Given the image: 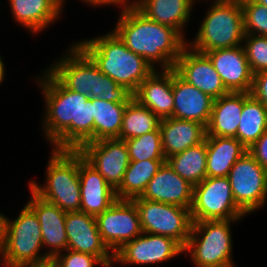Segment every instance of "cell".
I'll list each match as a JSON object with an SVG mask.
<instances>
[{"label":"cell","instance_id":"6da1fadb","mask_svg":"<svg viewBox=\"0 0 267 267\" xmlns=\"http://www.w3.org/2000/svg\"><path fill=\"white\" fill-rule=\"evenodd\" d=\"M37 81L45 98L42 129L52 149L78 150L94 142L92 98L67 89L48 69Z\"/></svg>","mask_w":267,"mask_h":267},{"label":"cell","instance_id":"7a4b0ae2","mask_svg":"<svg viewBox=\"0 0 267 267\" xmlns=\"http://www.w3.org/2000/svg\"><path fill=\"white\" fill-rule=\"evenodd\" d=\"M118 18L112 31L128 49L142 56L153 68L159 63L161 69H174L187 39L174 28L148 19L132 4L123 7Z\"/></svg>","mask_w":267,"mask_h":267},{"label":"cell","instance_id":"3957f363","mask_svg":"<svg viewBox=\"0 0 267 267\" xmlns=\"http://www.w3.org/2000/svg\"><path fill=\"white\" fill-rule=\"evenodd\" d=\"M98 66L99 70L133 93L155 70L142 56L128 49L112 31L76 43Z\"/></svg>","mask_w":267,"mask_h":267},{"label":"cell","instance_id":"277c9868","mask_svg":"<svg viewBox=\"0 0 267 267\" xmlns=\"http://www.w3.org/2000/svg\"><path fill=\"white\" fill-rule=\"evenodd\" d=\"M46 169V185L29 181V189L64 212H79L81 195L79 151L52 149Z\"/></svg>","mask_w":267,"mask_h":267},{"label":"cell","instance_id":"5b68a950","mask_svg":"<svg viewBox=\"0 0 267 267\" xmlns=\"http://www.w3.org/2000/svg\"><path fill=\"white\" fill-rule=\"evenodd\" d=\"M202 20L197 35L187 45L200 53L241 46L244 40L240 0H214Z\"/></svg>","mask_w":267,"mask_h":267},{"label":"cell","instance_id":"8992f818","mask_svg":"<svg viewBox=\"0 0 267 267\" xmlns=\"http://www.w3.org/2000/svg\"><path fill=\"white\" fill-rule=\"evenodd\" d=\"M240 219L193 221L183 252L196 267H234L231 223Z\"/></svg>","mask_w":267,"mask_h":267},{"label":"cell","instance_id":"52a82bcc","mask_svg":"<svg viewBox=\"0 0 267 267\" xmlns=\"http://www.w3.org/2000/svg\"><path fill=\"white\" fill-rule=\"evenodd\" d=\"M43 247L41 226L35 213L25 205L14 220L5 219L4 242L0 251L5 267H18L50 258L40 254Z\"/></svg>","mask_w":267,"mask_h":267},{"label":"cell","instance_id":"ba28073f","mask_svg":"<svg viewBox=\"0 0 267 267\" xmlns=\"http://www.w3.org/2000/svg\"><path fill=\"white\" fill-rule=\"evenodd\" d=\"M132 200L137 206L143 233L171 237L183 248L186 246L193 225L190 209L140 197Z\"/></svg>","mask_w":267,"mask_h":267},{"label":"cell","instance_id":"9c48e42d","mask_svg":"<svg viewBox=\"0 0 267 267\" xmlns=\"http://www.w3.org/2000/svg\"><path fill=\"white\" fill-rule=\"evenodd\" d=\"M190 212L193 221L242 219L247 215L235 203L228 177H206L193 186Z\"/></svg>","mask_w":267,"mask_h":267},{"label":"cell","instance_id":"30bf717a","mask_svg":"<svg viewBox=\"0 0 267 267\" xmlns=\"http://www.w3.org/2000/svg\"><path fill=\"white\" fill-rule=\"evenodd\" d=\"M227 177L235 203L247 215L267 203V171L248 150L232 166Z\"/></svg>","mask_w":267,"mask_h":267},{"label":"cell","instance_id":"8fae6325","mask_svg":"<svg viewBox=\"0 0 267 267\" xmlns=\"http://www.w3.org/2000/svg\"><path fill=\"white\" fill-rule=\"evenodd\" d=\"M96 221L103 242L113 254L143 233L139 212L133 200L117 199L96 216Z\"/></svg>","mask_w":267,"mask_h":267},{"label":"cell","instance_id":"7c38bea8","mask_svg":"<svg viewBox=\"0 0 267 267\" xmlns=\"http://www.w3.org/2000/svg\"><path fill=\"white\" fill-rule=\"evenodd\" d=\"M78 151L114 190L120 186L130 162L125 140L113 138L86 142Z\"/></svg>","mask_w":267,"mask_h":267},{"label":"cell","instance_id":"4fadbf2b","mask_svg":"<svg viewBox=\"0 0 267 267\" xmlns=\"http://www.w3.org/2000/svg\"><path fill=\"white\" fill-rule=\"evenodd\" d=\"M66 54L49 66L48 70L67 88L73 92L95 98L98 66L75 43Z\"/></svg>","mask_w":267,"mask_h":267},{"label":"cell","instance_id":"5bb4252c","mask_svg":"<svg viewBox=\"0 0 267 267\" xmlns=\"http://www.w3.org/2000/svg\"><path fill=\"white\" fill-rule=\"evenodd\" d=\"M171 237L142 233L114 253V263L124 265L159 264L184 253Z\"/></svg>","mask_w":267,"mask_h":267},{"label":"cell","instance_id":"9a60e30c","mask_svg":"<svg viewBox=\"0 0 267 267\" xmlns=\"http://www.w3.org/2000/svg\"><path fill=\"white\" fill-rule=\"evenodd\" d=\"M175 72L187 83L193 85L213 99L229 93L209 57L186 45L174 64Z\"/></svg>","mask_w":267,"mask_h":267},{"label":"cell","instance_id":"2e32d148","mask_svg":"<svg viewBox=\"0 0 267 267\" xmlns=\"http://www.w3.org/2000/svg\"><path fill=\"white\" fill-rule=\"evenodd\" d=\"M67 249L97 256L104 264L114 261V254L103 242L96 217L84 212H66Z\"/></svg>","mask_w":267,"mask_h":267},{"label":"cell","instance_id":"e0dca14e","mask_svg":"<svg viewBox=\"0 0 267 267\" xmlns=\"http://www.w3.org/2000/svg\"><path fill=\"white\" fill-rule=\"evenodd\" d=\"M229 92L250 93L253 74L243 45L205 53Z\"/></svg>","mask_w":267,"mask_h":267},{"label":"cell","instance_id":"ac0fdd59","mask_svg":"<svg viewBox=\"0 0 267 267\" xmlns=\"http://www.w3.org/2000/svg\"><path fill=\"white\" fill-rule=\"evenodd\" d=\"M140 198L190 209L193 185L178 175L166 161L149 181Z\"/></svg>","mask_w":267,"mask_h":267},{"label":"cell","instance_id":"d6986e66","mask_svg":"<svg viewBox=\"0 0 267 267\" xmlns=\"http://www.w3.org/2000/svg\"><path fill=\"white\" fill-rule=\"evenodd\" d=\"M30 192L31 197L26 205L39 220L43 247H48L47 255L54 258L58 253L67 249L66 212L57 205L45 201L31 189Z\"/></svg>","mask_w":267,"mask_h":267},{"label":"cell","instance_id":"ffe728a7","mask_svg":"<svg viewBox=\"0 0 267 267\" xmlns=\"http://www.w3.org/2000/svg\"><path fill=\"white\" fill-rule=\"evenodd\" d=\"M80 211L97 216L116 200L115 190L79 152Z\"/></svg>","mask_w":267,"mask_h":267},{"label":"cell","instance_id":"44dd1931","mask_svg":"<svg viewBox=\"0 0 267 267\" xmlns=\"http://www.w3.org/2000/svg\"><path fill=\"white\" fill-rule=\"evenodd\" d=\"M173 117L207 126L214 99L183 80L172 69Z\"/></svg>","mask_w":267,"mask_h":267},{"label":"cell","instance_id":"7402d4cb","mask_svg":"<svg viewBox=\"0 0 267 267\" xmlns=\"http://www.w3.org/2000/svg\"><path fill=\"white\" fill-rule=\"evenodd\" d=\"M133 98L160 120L173 117L172 69L154 70L139 85Z\"/></svg>","mask_w":267,"mask_h":267},{"label":"cell","instance_id":"603a6c76","mask_svg":"<svg viewBox=\"0 0 267 267\" xmlns=\"http://www.w3.org/2000/svg\"><path fill=\"white\" fill-rule=\"evenodd\" d=\"M165 158L205 141L206 126L192 120L165 118L159 124Z\"/></svg>","mask_w":267,"mask_h":267},{"label":"cell","instance_id":"cb8c5ba5","mask_svg":"<svg viewBox=\"0 0 267 267\" xmlns=\"http://www.w3.org/2000/svg\"><path fill=\"white\" fill-rule=\"evenodd\" d=\"M196 0H133L132 5L148 19L174 28L184 39Z\"/></svg>","mask_w":267,"mask_h":267},{"label":"cell","instance_id":"d4e9b609","mask_svg":"<svg viewBox=\"0 0 267 267\" xmlns=\"http://www.w3.org/2000/svg\"><path fill=\"white\" fill-rule=\"evenodd\" d=\"M12 17L33 35L59 19L62 4L58 0H9Z\"/></svg>","mask_w":267,"mask_h":267},{"label":"cell","instance_id":"484cf974","mask_svg":"<svg viewBox=\"0 0 267 267\" xmlns=\"http://www.w3.org/2000/svg\"><path fill=\"white\" fill-rule=\"evenodd\" d=\"M243 109V92H229L214 99L207 136L236 138Z\"/></svg>","mask_w":267,"mask_h":267},{"label":"cell","instance_id":"4316f807","mask_svg":"<svg viewBox=\"0 0 267 267\" xmlns=\"http://www.w3.org/2000/svg\"><path fill=\"white\" fill-rule=\"evenodd\" d=\"M206 143L207 177H227L232 166L247 151L237 138L206 136Z\"/></svg>","mask_w":267,"mask_h":267},{"label":"cell","instance_id":"83f0119b","mask_svg":"<svg viewBox=\"0 0 267 267\" xmlns=\"http://www.w3.org/2000/svg\"><path fill=\"white\" fill-rule=\"evenodd\" d=\"M267 130V108L250 93L243 92V109L236 138L248 149Z\"/></svg>","mask_w":267,"mask_h":267},{"label":"cell","instance_id":"f1b7e54d","mask_svg":"<svg viewBox=\"0 0 267 267\" xmlns=\"http://www.w3.org/2000/svg\"><path fill=\"white\" fill-rule=\"evenodd\" d=\"M164 162L166 160L130 161L120 186L115 190L117 199L140 197Z\"/></svg>","mask_w":267,"mask_h":267},{"label":"cell","instance_id":"f546056e","mask_svg":"<svg viewBox=\"0 0 267 267\" xmlns=\"http://www.w3.org/2000/svg\"><path fill=\"white\" fill-rule=\"evenodd\" d=\"M172 169L191 185L199 184L207 177V143L204 142L189 147L183 152L166 159Z\"/></svg>","mask_w":267,"mask_h":267},{"label":"cell","instance_id":"4dcf8cb0","mask_svg":"<svg viewBox=\"0 0 267 267\" xmlns=\"http://www.w3.org/2000/svg\"><path fill=\"white\" fill-rule=\"evenodd\" d=\"M94 117V142L101 139L118 138L121 131L123 113L127 104L92 98Z\"/></svg>","mask_w":267,"mask_h":267},{"label":"cell","instance_id":"1f68e13d","mask_svg":"<svg viewBox=\"0 0 267 267\" xmlns=\"http://www.w3.org/2000/svg\"><path fill=\"white\" fill-rule=\"evenodd\" d=\"M160 121L150 109L133 98L124 110L119 139L127 140L156 130Z\"/></svg>","mask_w":267,"mask_h":267},{"label":"cell","instance_id":"d6a6232c","mask_svg":"<svg viewBox=\"0 0 267 267\" xmlns=\"http://www.w3.org/2000/svg\"><path fill=\"white\" fill-rule=\"evenodd\" d=\"M127 144L129 160H166L162 142L160 128L144 135L125 140Z\"/></svg>","mask_w":267,"mask_h":267},{"label":"cell","instance_id":"836d02e7","mask_svg":"<svg viewBox=\"0 0 267 267\" xmlns=\"http://www.w3.org/2000/svg\"><path fill=\"white\" fill-rule=\"evenodd\" d=\"M245 35L267 36V7L253 0H240Z\"/></svg>","mask_w":267,"mask_h":267},{"label":"cell","instance_id":"e575fe53","mask_svg":"<svg viewBox=\"0 0 267 267\" xmlns=\"http://www.w3.org/2000/svg\"><path fill=\"white\" fill-rule=\"evenodd\" d=\"M134 93L124 85H119L98 68V77L95 84V98L103 101L128 104L133 99Z\"/></svg>","mask_w":267,"mask_h":267},{"label":"cell","instance_id":"d590c367","mask_svg":"<svg viewBox=\"0 0 267 267\" xmlns=\"http://www.w3.org/2000/svg\"><path fill=\"white\" fill-rule=\"evenodd\" d=\"M243 44L252 74L267 70V36L245 35Z\"/></svg>","mask_w":267,"mask_h":267},{"label":"cell","instance_id":"8d00e7d4","mask_svg":"<svg viewBox=\"0 0 267 267\" xmlns=\"http://www.w3.org/2000/svg\"><path fill=\"white\" fill-rule=\"evenodd\" d=\"M54 260L57 267H94L97 264L103 267L104 265L97 256L68 249L58 253Z\"/></svg>","mask_w":267,"mask_h":267},{"label":"cell","instance_id":"74e56055","mask_svg":"<svg viewBox=\"0 0 267 267\" xmlns=\"http://www.w3.org/2000/svg\"><path fill=\"white\" fill-rule=\"evenodd\" d=\"M250 94L267 108V70L253 75Z\"/></svg>","mask_w":267,"mask_h":267},{"label":"cell","instance_id":"f35d334b","mask_svg":"<svg viewBox=\"0 0 267 267\" xmlns=\"http://www.w3.org/2000/svg\"><path fill=\"white\" fill-rule=\"evenodd\" d=\"M247 150L267 171V130Z\"/></svg>","mask_w":267,"mask_h":267},{"label":"cell","instance_id":"ab89813d","mask_svg":"<svg viewBox=\"0 0 267 267\" xmlns=\"http://www.w3.org/2000/svg\"><path fill=\"white\" fill-rule=\"evenodd\" d=\"M84 1L87 4L93 5V6H101V5H114L119 6L121 8L128 6L132 3L130 0H81V2ZM129 1V2H128ZM121 5V6H120Z\"/></svg>","mask_w":267,"mask_h":267},{"label":"cell","instance_id":"60d3db41","mask_svg":"<svg viewBox=\"0 0 267 267\" xmlns=\"http://www.w3.org/2000/svg\"><path fill=\"white\" fill-rule=\"evenodd\" d=\"M56 262L54 258H48L43 261L33 262V263H26L18 267H56Z\"/></svg>","mask_w":267,"mask_h":267},{"label":"cell","instance_id":"b9f144b4","mask_svg":"<svg viewBox=\"0 0 267 267\" xmlns=\"http://www.w3.org/2000/svg\"><path fill=\"white\" fill-rule=\"evenodd\" d=\"M5 219H6V216L4 214L2 215L0 212V251L2 249L3 242H4Z\"/></svg>","mask_w":267,"mask_h":267},{"label":"cell","instance_id":"7bdbcfd3","mask_svg":"<svg viewBox=\"0 0 267 267\" xmlns=\"http://www.w3.org/2000/svg\"><path fill=\"white\" fill-rule=\"evenodd\" d=\"M5 66L2 60V57L0 56V84L2 81H4V75H5Z\"/></svg>","mask_w":267,"mask_h":267},{"label":"cell","instance_id":"ee69618b","mask_svg":"<svg viewBox=\"0 0 267 267\" xmlns=\"http://www.w3.org/2000/svg\"><path fill=\"white\" fill-rule=\"evenodd\" d=\"M253 1L258 2V3L265 5L267 7V0H253Z\"/></svg>","mask_w":267,"mask_h":267},{"label":"cell","instance_id":"f6af8a7d","mask_svg":"<svg viewBox=\"0 0 267 267\" xmlns=\"http://www.w3.org/2000/svg\"><path fill=\"white\" fill-rule=\"evenodd\" d=\"M114 261L104 264L103 267H112L113 266Z\"/></svg>","mask_w":267,"mask_h":267},{"label":"cell","instance_id":"bcb514c9","mask_svg":"<svg viewBox=\"0 0 267 267\" xmlns=\"http://www.w3.org/2000/svg\"><path fill=\"white\" fill-rule=\"evenodd\" d=\"M61 4H62V8H63V4H65L64 0H58Z\"/></svg>","mask_w":267,"mask_h":267}]
</instances>
